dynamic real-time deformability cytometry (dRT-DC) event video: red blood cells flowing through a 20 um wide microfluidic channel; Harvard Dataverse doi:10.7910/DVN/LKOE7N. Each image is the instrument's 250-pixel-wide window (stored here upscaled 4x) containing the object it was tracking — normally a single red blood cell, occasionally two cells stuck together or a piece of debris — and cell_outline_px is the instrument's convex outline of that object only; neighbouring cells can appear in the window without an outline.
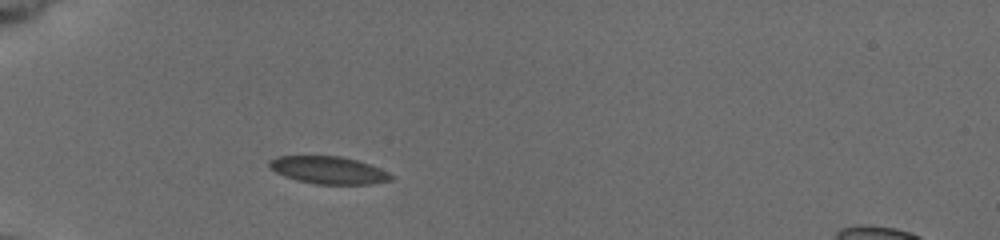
{"species": "common noctule bat (a hibernating species)", "species_latin": "Nyctalus noctula", "temperature_condition": "cold", "stored_images_in_passage": 8, "camera_frame_rate_fps": 3000, "um_per_image_px": 0.085, "animal": {"sex": "female", "body_mass_g": 19.5, "forearm_length_mm": 54.1}, "frame": {"image": 1, "passage_image": 3, "time_ms": 0.667, "image_size_px": [1000, 240], "cell_outline_px": [[396, 176], [392, 180], [372, 184], [316, 184], [296, 180], [284, 176], [268, 168], [268, 160], [276, 156], [340, 156], [356, 160], [380, 168]], "centroid_in_image_um": [27.91, 14.46], "position_along_channel_um": 57.1, "area_um2": 19.65}}
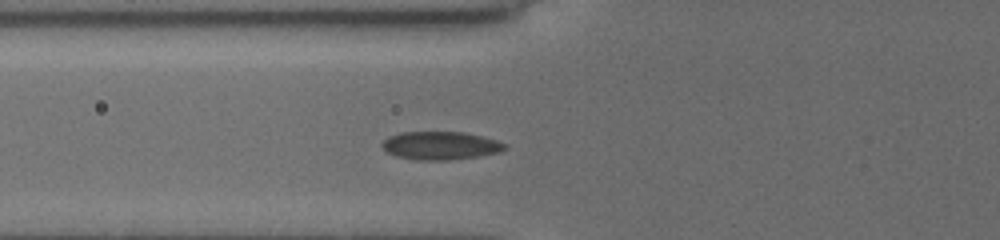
{"frame": {"image": 2, "passage_image": 6, "time_ms": 2.0, "image_size_px": [1000, 240], "cell_outline_px": [[508, 148], [500, 152], [476, 156], [448, 160], [416, 160], [396, 156], [388, 152], [380, 144], [388, 136], [400, 132], [464, 132], [496, 140], [508, 144]], "centroid_in_image_um": [37.44, 12.37], "position_along_channel_um": 88.4, "area_um2": 20.11}}